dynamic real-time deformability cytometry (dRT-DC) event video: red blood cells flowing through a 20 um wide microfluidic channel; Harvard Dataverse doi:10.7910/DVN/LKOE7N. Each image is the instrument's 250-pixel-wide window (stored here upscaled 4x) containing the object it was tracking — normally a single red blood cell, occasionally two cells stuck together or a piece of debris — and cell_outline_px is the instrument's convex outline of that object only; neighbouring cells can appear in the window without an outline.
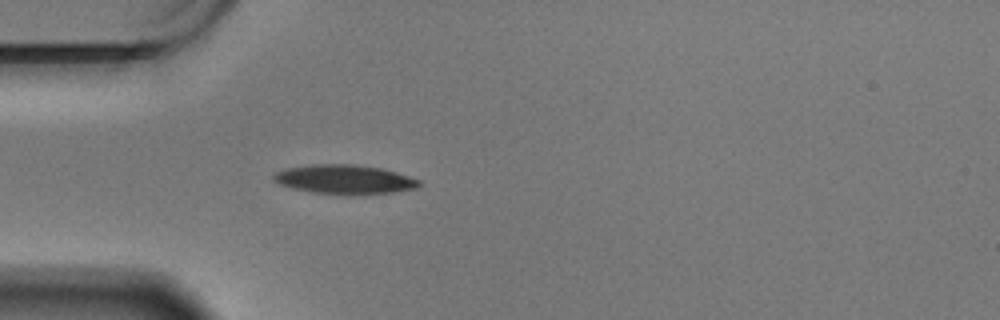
{"species": "Egyptian fruit bat (a non-hibernating species)", "species_latin": "Rousettus aegyptiacus", "temperature_condition": "warm", "stored_images_in_passage": 43, "camera_frame_rate_fps": 3000, "um_per_image_px": 0.085, "animal": {"sex": "male"}, "frame": {"image": 1, "passage_image": 1, "time_ms": 0.0, "image_size_px": [1000, 320], "cell_outline_px": [[420, 184], [416, 188], [392, 192], [348, 196], [316, 192], [292, 188], [280, 184], [272, 180], [272, 176], [276, 172], [284, 168], [312, 164], [356, 164], [384, 168], [420, 180]], "centroid_in_image_um": [29.27, 15.24], "position_along_channel_um": 55.7, "area_um2": 25.03}}
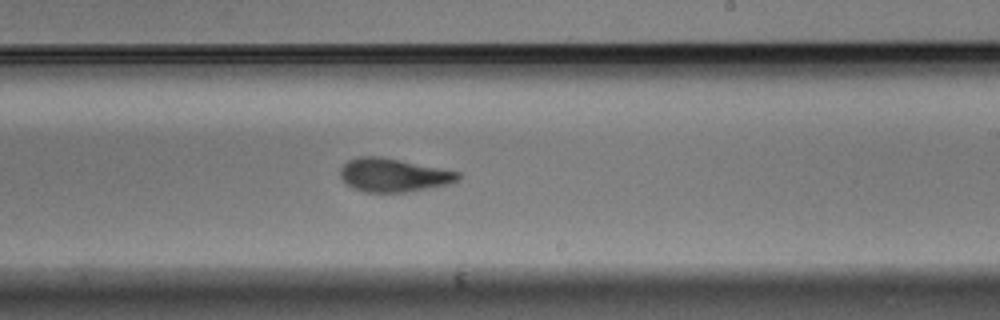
{"frame": {"image": 2, "passage_image": 19, "time_ms": 6.0, "image_size_px": [1000, 320], "cell_outline_px": [[460, 180], [448, 184], [404, 192], [364, 192], [352, 188], [340, 176], [340, 168], [348, 160], [356, 156], [380, 156], [460, 172]], "centroid_in_image_um": [33.42, 14.87], "position_along_channel_um": 255.6, "area_um2": 22.83}}
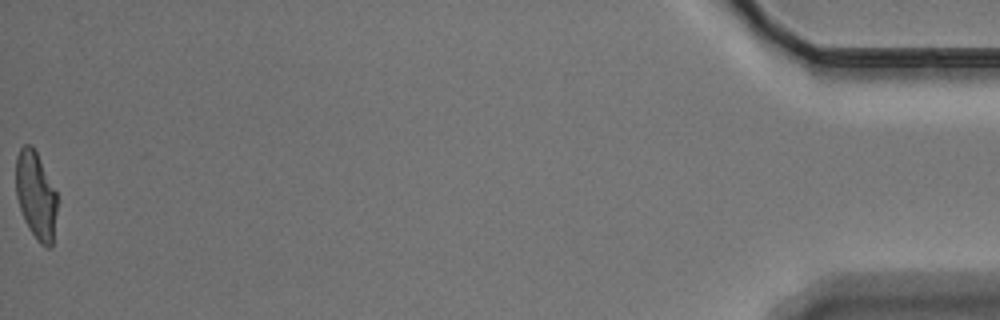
{"frame": {"image": 3, "passage_image": 43, "time_ms": 14.0, "image_size_px": [1000, 320], "cell_outline_px": [[56, 212], [52, 248], [48, 248], [40, 244], [36, 240], [28, 228], [24, 220], [16, 196], [16, 156], [20, 148], [24, 144], [32, 144], [56, 192]], "centroid_in_image_um": [3.03, 16.63], "position_along_channel_um": 432.2, "area_um2": 20.98}, "authors_computed_cell_mechanics": {"area_um2": 23.3512, "velocity_mm_per_s": 3.4202, "shape_relaxation_time_tau1_ms": 4.14, "shape_relaxation_time_tau2_ms": 2.3013, "deformation_change_tau1": 0.1671, "deformation_change_tau2": 0.0972}}